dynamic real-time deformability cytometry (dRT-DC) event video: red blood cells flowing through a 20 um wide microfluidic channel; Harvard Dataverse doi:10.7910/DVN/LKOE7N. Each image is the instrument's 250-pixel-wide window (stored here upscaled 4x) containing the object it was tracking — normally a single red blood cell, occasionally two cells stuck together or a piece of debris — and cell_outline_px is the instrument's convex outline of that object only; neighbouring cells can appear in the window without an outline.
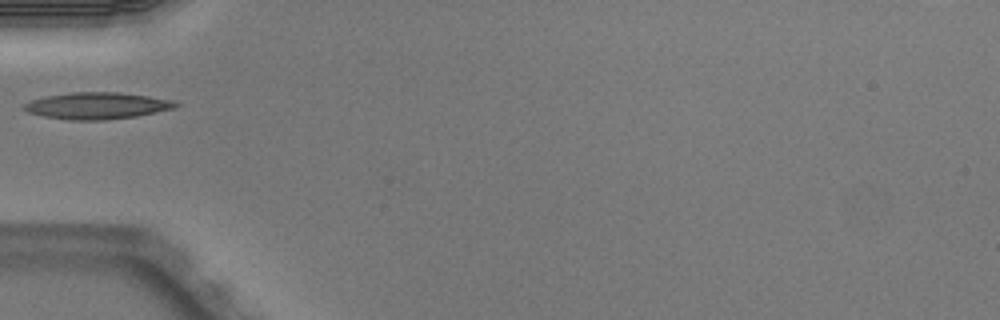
{"species": "Egyptian fruit bat (a non-hibernating species)", "species_latin": "Rousettus aegyptiacus", "temperature_condition": "warm", "stored_images_in_passage": 5, "camera_frame_rate_fps": 3000, "um_per_image_px": 0.085, "animal": {"sex": "male"}, "frame": {"image": 1, "passage_image": 5, "time_ms": 1.333, "image_size_px": [1000, 320], "cell_outline_px": [[180, 104], [172, 108], [136, 116], [108, 120], [68, 120], [44, 116], [28, 112], [20, 108], [24, 104], [32, 100], [48, 96], [72, 92], [120, 92], [148, 96], [172, 100]], "centroid_in_image_um": [8.22, 8.99], "position_along_channel_um": 76.8, "area_um2": 23.41}}